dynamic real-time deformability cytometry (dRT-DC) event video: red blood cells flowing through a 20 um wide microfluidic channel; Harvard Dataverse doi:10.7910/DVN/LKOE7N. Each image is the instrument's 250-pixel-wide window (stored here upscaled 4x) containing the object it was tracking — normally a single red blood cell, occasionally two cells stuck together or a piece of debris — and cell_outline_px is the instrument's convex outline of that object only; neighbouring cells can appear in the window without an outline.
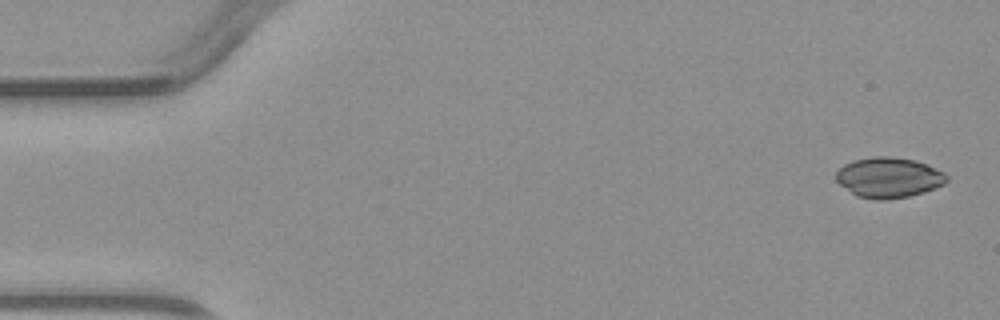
{"species": "common noctule bat (a hibernating species)", "species_latin": "Nyctalus noctula", "temperature_condition": "warm", "stored_images_in_passage": 4, "camera_frame_rate_fps": 3000, "um_per_image_px": 0.085, "animal": {"sex": "male", "body_mass_g": 23.1, "forearm_length_mm": 52.7}, "frame": {"image": 1, "passage_image": 1, "time_ms": 0.0, "image_size_px": [1000, 320], "cell_outline_px": [[948, 180], [944, 184], [924, 192], [908, 196], [884, 200], [876, 200], [856, 196], [840, 184], [836, 180], [836, 172], [844, 164], [852, 160], [872, 156], [892, 156], [916, 160], [928, 164], [944, 172], [948, 176]], "centroid_in_image_um": [75.55, 15.08], "position_along_channel_um": 9.5, "area_um2": 26.24}}
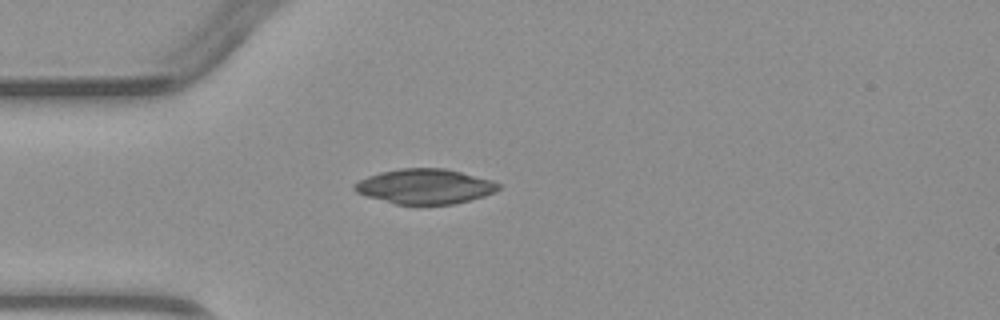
{"frame": {"image": 2, "passage_image": 4, "time_ms": 3.667, "image_size_px": [1000, 320], "cell_outline_px": [[500, 188], [496, 192], [484, 196], [452, 204], [396, 204], [368, 196], [356, 192], [352, 188], [352, 184], [368, 176], [380, 172], [400, 168], [444, 168], [492, 180], [500, 184]], "centroid_in_image_um": [36.11, 15.84], "position_along_channel_um": 48.9, "area_um2": 29.13}}